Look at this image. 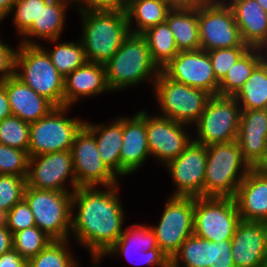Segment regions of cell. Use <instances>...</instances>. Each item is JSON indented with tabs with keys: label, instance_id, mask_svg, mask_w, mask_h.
I'll use <instances>...</instances> for the list:
<instances>
[{
	"label": "cell",
	"instance_id": "e0dca14e",
	"mask_svg": "<svg viewBox=\"0 0 267 267\" xmlns=\"http://www.w3.org/2000/svg\"><path fill=\"white\" fill-rule=\"evenodd\" d=\"M146 113L147 144L150 155L166 165L177 158L191 143L183 123L163 116L149 117Z\"/></svg>",
	"mask_w": 267,
	"mask_h": 267
},
{
	"label": "cell",
	"instance_id": "1f68e13d",
	"mask_svg": "<svg viewBox=\"0 0 267 267\" xmlns=\"http://www.w3.org/2000/svg\"><path fill=\"white\" fill-rule=\"evenodd\" d=\"M142 35L148 43L153 62L160 70L179 53L166 21L147 29Z\"/></svg>",
	"mask_w": 267,
	"mask_h": 267
},
{
	"label": "cell",
	"instance_id": "f546056e",
	"mask_svg": "<svg viewBox=\"0 0 267 267\" xmlns=\"http://www.w3.org/2000/svg\"><path fill=\"white\" fill-rule=\"evenodd\" d=\"M234 97L240 103L241 110L267 109V56L255 67Z\"/></svg>",
	"mask_w": 267,
	"mask_h": 267
},
{
	"label": "cell",
	"instance_id": "6da1fadb",
	"mask_svg": "<svg viewBox=\"0 0 267 267\" xmlns=\"http://www.w3.org/2000/svg\"><path fill=\"white\" fill-rule=\"evenodd\" d=\"M117 187V184L108 186L107 191L94 186L78 187L72 192V211L76 204L78 213L71 217V230L90 249L95 266L123 232L124 210L116 195Z\"/></svg>",
	"mask_w": 267,
	"mask_h": 267
},
{
	"label": "cell",
	"instance_id": "f6af8a7d",
	"mask_svg": "<svg viewBox=\"0 0 267 267\" xmlns=\"http://www.w3.org/2000/svg\"><path fill=\"white\" fill-rule=\"evenodd\" d=\"M79 2L81 5L84 3V7H79V10H120L124 11L127 6V0H74L73 2ZM87 5V6H86Z\"/></svg>",
	"mask_w": 267,
	"mask_h": 267
},
{
	"label": "cell",
	"instance_id": "603a6c76",
	"mask_svg": "<svg viewBox=\"0 0 267 267\" xmlns=\"http://www.w3.org/2000/svg\"><path fill=\"white\" fill-rule=\"evenodd\" d=\"M12 115L32 123L47 115L55 106L15 75L3 82Z\"/></svg>",
	"mask_w": 267,
	"mask_h": 267
},
{
	"label": "cell",
	"instance_id": "9c48e42d",
	"mask_svg": "<svg viewBox=\"0 0 267 267\" xmlns=\"http://www.w3.org/2000/svg\"><path fill=\"white\" fill-rule=\"evenodd\" d=\"M67 109L69 107H55L38 121L30 123L29 157L71 149L85 122L63 116Z\"/></svg>",
	"mask_w": 267,
	"mask_h": 267
},
{
	"label": "cell",
	"instance_id": "ffe728a7",
	"mask_svg": "<svg viewBox=\"0 0 267 267\" xmlns=\"http://www.w3.org/2000/svg\"><path fill=\"white\" fill-rule=\"evenodd\" d=\"M236 141L248 164L259 168L267 158V109L241 110Z\"/></svg>",
	"mask_w": 267,
	"mask_h": 267
},
{
	"label": "cell",
	"instance_id": "c3c4849f",
	"mask_svg": "<svg viewBox=\"0 0 267 267\" xmlns=\"http://www.w3.org/2000/svg\"><path fill=\"white\" fill-rule=\"evenodd\" d=\"M13 248V234L0 220V256Z\"/></svg>",
	"mask_w": 267,
	"mask_h": 267
},
{
	"label": "cell",
	"instance_id": "7a4b0ae2",
	"mask_svg": "<svg viewBox=\"0 0 267 267\" xmlns=\"http://www.w3.org/2000/svg\"><path fill=\"white\" fill-rule=\"evenodd\" d=\"M82 13L83 44L87 62L105 65L130 34L126 12L78 10Z\"/></svg>",
	"mask_w": 267,
	"mask_h": 267
},
{
	"label": "cell",
	"instance_id": "bcb514c9",
	"mask_svg": "<svg viewBox=\"0 0 267 267\" xmlns=\"http://www.w3.org/2000/svg\"><path fill=\"white\" fill-rule=\"evenodd\" d=\"M0 267H27V261L12 248L0 256Z\"/></svg>",
	"mask_w": 267,
	"mask_h": 267
},
{
	"label": "cell",
	"instance_id": "d6a6232c",
	"mask_svg": "<svg viewBox=\"0 0 267 267\" xmlns=\"http://www.w3.org/2000/svg\"><path fill=\"white\" fill-rule=\"evenodd\" d=\"M211 241L195 234L188 237L170 259V267H210Z\"/></svg>",
	"mask_w": 267,
	"mask_h": 267
},
{
	"label": "cell",
	"instance_id": "d4e9b609",
	"mask_svg": "<svg viewBox=\"0 0 267 267\" xmlns=\"http://www.w3.org/2000/svg\"><path fill=\"white\" fill-rule=\"evenodd\" d=\"M105 91H110L105 66L86 62L64 78V106H71L81 96H95Z\"/></svg>",
	"mask_w": 267,
	"mask_h": 267
},
{
	"label": "cell",
	"instance_id": "7402d4cb",
	"mask_svg": "<svg viewBox=\"0 0 267 267\" xmlns=\"http://www.w3.org/2000/svg\"><path fill=\"white\" fill-rule=\"evenodd\" d=\"M150 155L147 144L146 112L140 111L131 119L123 118V140L121 146V175L138 169Z\"/></svg>",
	"mask_w": 267,
	"mask_h": 267
},
{
	"label": "cell",
	"instance_id": "2e32d148",
	"mask_svg": "<svg viewBox=\"0 0 267 267\" xmlns=\"http://www.w3.org/2000/svg\"><path fill=\"white\" fill-rule=\"evenodd\" d=\"M207 146L194 140L168 167L176 190L172 196L204 197Z\"/></svg>",
	"mask_w": 267,
	"mask_h": 267
},
{
	"label": "cell",
	"instance_id": "277c9868",
	"mask_svg": "<svg viewBox=\"0 0 267 267\" xmlns=\"http://www.w3.org/2000/svg\"><path fill=\"white\" fill-rule=\"evenodd\" d=\"M104 66L107 86L111 91L138 85L142 80L150 79L149 76L153 77V82L161 71L151 58L145 37L134 33L124 39Z\"/></svg>",
	"mask_w": 267,
	"mask_h": 267
},
{
	"label": "cell",
	"instance_id": "db71d44e",
	"mask_svg": "<svg viewBox=\"0 0 267 267\" xmlns=\"http://www.w3.org/2000/svg\"><path fill=\"white\" fill-rule=\"evenodd\" d=\"M262 267H267V257H266V260L264 261L263 263V266Z\"/></svg>",
	"mask_w": 267,
	"mask_h": 267
},
{
	"label": "cell",
	"instance_id": "836d02e7",
	"mask_svg": "<svg viewBox=\"0 0 267 267\" xmlns=\"http://www.w3.org/2000/svg\"><path fill=\"white\" fill-rule=\"evenodd\" d=\"M46 51L63 78L87 62L81 40L79 43H60L52 51Z\"/></svg>",
	"mask_w": 267,
	"mask_h": 267
},
{
	"label": "cell",
	"instance_id": "4316f807",
	"mask_svg": "<svg viewBox=\"0 0 267 267\" xmlns=\"http://www.w3.org/2000/svg\"><path fill=\"white\" fill-rule=\"evenodd\" d=\"M70 1L72 3L74 0H40L38 18L22 36H35L52 42L59 40L65 23V10Z\"/></svg>",
	"mask_w": 267,
	"mask_h": 267
},
{
	"label": "cell",
	"instance_id": "ab89813d",
	"mask_svg": "<svg viewBox=\"0 0 267 267\" xmlns=\"http://www.w3.org/2000/svg\"><path fill=\"white\" fill-rule=\"evenodd\" d=\"M249 48V46H239L215 49L208 52L215 77L219 83L225 78L229 69Z\"/></svg>",
	"mask_w": 267,
	"mask_h": 267
},
{
	"label": "cell",
	"instance_id": "ba28073f",
	"mask_svg": "<svg viewBox=\"0 0 267 267\" xmlns=\"http://www.w3.org/2000/svg\"><path fill=\"white\" fill-rule=\"evenodd\" d=\"M240 221L233 197H194L196 236L216 243L231 240Z\"/></svg>",
	"mask_w": 267,
	"mask_h": 267
},
{
	"label": "cell",
	"instance_id": "681fc988",
	"mask_svg": "<svg viewBox=\"0 0 267 267\" xmlns=\"http://www.w3.org/2000/svg\"><path fill=\"white\" fill-rule=\"evenodd\" d=\"M9 100L3 83H0V121L11 116Z\"/></svg>",
	"mask_w": 267,
	"mask_h": 267
},
{
	"label": "cell",
	"instance_id": "f35d334b",
	"mask_svg": "<svg viewBox=\"0 0 267 267\" xmlns=\"http://www.w3.org/2000/svg\"><path fill=\"white\" fill-rule=\"evenodd\" d=\"M29 158L27 151L0 143V174L18 175L27 178Z\"/></svg>",
	"mask_w": 267,
	"mask_h": 267
},
{
	"label": "cell",
	"instance_id": "8992f818",
	"mask_svg": "<svg viewBox=\"0 0 267 267\" xmlns=\"http://www.w3.org/2000/svg\"><path fill=\"white\" fill-rule=\"evenodd\" d=\"M71 192L40 190L28 187L24 199L33 212L35 225L52 240H67L71 231Z\"/></svg>",
	"mask_w": 267,
	"mask_h": 267
},
{
	"label": "cell",
	"instance_id": "30bf717a",
	"mask_svg": "<svg viewBox=\"0 0 267 267\" xmlns=\"http://www.w3.org/2000/svg\"><path fill=\"white\" fill-rule=\"evenodd\" d=\"M241 108L234 96L212 95L197 121L198 138L205 146L236 141Z\"/></svg>",
	"mask_w": 267,
	"mask_h": 267
},
{
	"label": "cell",
	"instance_id": "ee69618b",
	"mask_svg": "<svg viewBox=\"0 0 267 267\" xmlns=\"http://www.w3.org/2000/svg\"><path fill=\"white\" fill-rule=\"evenodd\" d=\"M15 54L16 50H13L0 40V83L5 82L14 75Z\"/></svg>",
	"mask_w": 267,
	"mask_h": 267
},
{
	"label": "cell",
	"instance_id": "b9f144b4",
	"mask_svg": "<svg viewBox=\"0 0 267 267\" xmlns=\"http://www.w3.org/2000/svg\"><path fill=\"white\" fill-rule=\"evenodd\" d=\"M13 9L15 10L13 22L20 35H23L38 18L40 0H16Z\"/></svg>",
	"mask_w": 267,
	"mask_h": 267
},
{
	"label": "cell",
	"instance_id": "60d3db41",
	"mask_svg": "<svg viewBox=\"0 0 267 267\" xmlns=\"http://www.w3.org/2000/svg\"><path fill=\"white\" fill-rule=\"evenodd\" d=\"M6 227L14 234L17 231L31 228L35 225L33 212L23 198L1 219Z\"/></svg>",
	"mask_w": 267,
	"mask_h": 267
},
{
	"label": "cell",
	"instance_id": "52a82bcc",
	"mask_svg": "<svg viewBox=\"0 0 267 267\" xmlns=\"http://www.w3.org/2000/svg\"><path fill=\"white\" fill-rule=\"evenodd\" d=\"M163 115L183 124L197 123L212 96L205 90L190 87L168 78L162 71L153 81Z\"/></svg>",
	"mask_w": 267,
	"mask_h": 267
},
{
	"label": "cell",
	"instance_id": "4dcf8cb0",
	"mask_svg": "<svg viewBox=\"0 0 267 267\" xmlns=\"http://www.w3.org/2000/svg\"><path fill=\"white\" fill-rule=\"evenodd\" d=\"M264 53H267V50L262 53L261 48H249L229 69L225 78L219 83L218 95L235 96L250 77L255 67L267 56Z\"/></svg>",
	"mask_w": 267,
	"mask_h": 267
},
{
	"label": "cell",
	"instance_id": "44dd1931",
	"mask_svg": "<svg viewBox=\"0 0 267 267\" xmlns=\"http://www.w3.org/2000/svg\"><path fill=\"white\" fill-rule=\"evenodd\" d=\"M233 198L242 221L267 223V173L252 168Z\"/></svg>",
	"mask_w": 267,
	"mask_h": 267
},
{
	"label": "cell",
	"instance_id": "484cf974",
	"mask_svg": "<svg viewBox=\"0 0 267 267\" xmlns=\"http://www.w3.org/2000/svg\"><path fill=\"white\" fill-rule=\"evenodd\" d=\"M86 123L84 126L94 135L100 158L117 176L121 175V146L123 140V118L110 126Z\"/></svg>",
	"mask_w": 267,
	"mask_h": 267
},
{
	"label": "cell",
	"instance_id": "3957f363",
	"mask_svg": "<svg viewBox=\"0 0 267 267\" xmlns=\"http://www.w3.org/2000/svg\"><path fill=\"white\" fill-rule=\"evenodd\" d=\"M16 68H22V71L17 72ZM14 75L55 107L64 106V78L44 47L36 41L22 39L15 54Z\"/></svg>",
	"mask_w": 267,
	"mask_h": 267
},
{
	"label": "cell",
	"instance_id": "7bdbcfd3",
	"mask_svg": "<svg viewBox=\"0 0 267 267\" xmlns=\"http://www.w3.org/2000/svg\"><path fill=\"white\" fill-rule=\"evenodd\" d=\"M210 267H235L231 240L211 242Z\"/></svg>",
	"mask_w": 267,
	"mask_h": 267
},
{
	"label": "cell",
	"instance_id": "e575fe53",
	"mask_svg": "<svg viewBox=\"0 0 267 267\" xmlns=\"http://www.w3.org/2000/svg\"><path fill=\"white\" fill-rule=\"evenodd\" d=\"M67 240H52L41 252L27 261V267H78L69 252ZM66 247V248H65Z\"/></svg>",
	"mask_w": 267,
	"mask_h": 267
},
{
	"label": "cell",
	"instance_id": "f1b7e54d",
	"mask_svg": "<svg viewBox=\"0 0 267 267\" xmlns=\"http://www.w3.org/2000/svg\"><path fill=\"white\" fill-rule=\"evenodd\" d=\"M170 10L165 0H127L125 12L130 33L142 34L147 29L165 22ZM134 18L138 29L133 31L130 27Z\"/></svg>",
	"mask_w": 267,
	"mask_h": 267
},
{
	"label": "cell",
	"instance_id": "5bb4252c",
	"mask_svg": "<svg viewBox=\"0 0 267 267\" xmlns=\"http://www.w3.org/2000/svg\"><path fill=\"white\" fill-rule=\"evenodd\" d=\"M161 71L176 82L218 95L219 82L209 54L203 49L179 51Z\"/></svg>",
	"mask_w": 267,
	"mask_h": 267
},
{
	"label": "cell",
	"instance_id": "5b68a950",
	"mask_svg": "<svg viewBox=\"0 0 267 267\" xmlns=\"http://www.w3.org/2000/svg\"><path fill=\"white\" fill-rule=\"evenodd\" d=\"M251 169L237 141L207 146L204 197H234Z\"/></svg>",
	"mask_w": 267,
	"mask_h": 267
},
{
	"label": "cell",
	"instance_id": "8fae6325",
	"mask_svg": "<svg viewBox=\"0 0 267 267\" xmlns=\"http://www.w3.org/2000/svg\"><path fill=\"white\" fill-rule=\"evenodd\" d=\"M199 40L201 49L248 46L242 40L232 9L225 0H213L198 9Z\"/></svg>",
	"mask_w": 267,
	"mask_h": 267
},
{
	"label": "cell",
	"instance_id": "816d5d0a",
	"mask_svg": "<svg viewBox=\"0 0 267 267\" xmlns=\"http://www.w3.org/2000/svg\"><path fill=\"white\" fill-rule=\"evenodd\" d=\"M260 6L262 7V9L267 12V0H256Z\"/></svg>",
	"mask_w": 267,
	"mask_h": 267
},
{
	"label": "cell",
	"instance_id": "7dc6e473",
	"mask_svg": "<svg viewBox=\"0 0 267 267\" xmlns=\"http://www.w3.org/2000/svg\"><path fill=\"white\" fill-rule=\"evenodd\" d=\"M213 0H165L171 9H199Z\"/></svg>",
	"mask_w": 267,
	"mask_h": 267
},
{
	"label": "cell",
	"instance_id": "83f0119b",
	"mask_svg": "<svg viewBox=\"0 0 267 267\" xmlns=\"http://www.w3.org/2000/svg\"><path fill=\"white\" fill-rule=\"evenodd\" d=\"M166 22L174 35L178 51L201 49L198 9H171Z\"/></svg>",
	"mask_w": 267,
	"mask_h": 267
},
{
	"label": "cell",
	"instance_id": "4fadbf2b",
	"mask_svg": "<svg viewBox=\"0 0 267 267\" xmlns=\"http://www.w3.org/2000/svg\"><path fill=\"white\" fill-rule=\"evenodd\" d=\"M76 177V188L105 187L118 184L117 176L105 165L99 156L94 135L83 126L76 134L70 149Z\"/></svg>",
	"mask_w": 267,
	"mask_h": 267
},
{
	"label": "cell",
	"instance_id": "f5cc1de1",
	"mask_svg": "<svg viewBox=\"0 0 267 267\" xmlns=\"http://www.w3.org/2000/svg\"><path fill=\"white\" fill-rule=\"evenodd\" d=\"M263 172L267 173V158L266 160L262 163V165L259 167Z\"/></svg>",
	"mask_w": 267,
	"mask_h": 267
},
{
	"label": "cell",
	"instance_id": "ac0fdd59",
	"mask_svg": "<svg viewBox=\"0 0 267 267\" xmlns=\"http://www.w3.org/2000/svg\"><path fill=\"white\" fill-rule=\"evenodd\" d=\"M135 252L141 258L140 264L170 267V259L158 247L154 230L140 224L125 229L116 243L104 255L111 253L118 255L119 253L125 255L127 259H131ZM136 254L134 256H137ZM129 261L131 262V260Z\"/></svg>",
	"mask_w": 267,
	"mask_h": 267
},
{
	"label": "cell",
	"instance_id": "d6986e66",
	"mask_svg": "<svg viewBox=\"0 0 267 267\" xmlns=\"http://www.w3.org/2000/svg\"><path fill=\"white\" fill-rule=\"evenodd\" d=\"M235 267H262L267 257V223L240 221L231 239Z\"/></svg>",
	"mask_w": 267,
	"mask_h": 267
},
{
	"label": "cell",
	"instance_id": "9a60e30c",
	"mask_svg": "<svg viewBox=\"0 0 267 267\" xmlns=\"http://www.w3.org/2000/svg\"><path fill=\"white\" fill-rule=\"evenodd\" d=\"M69 175L75 190L76 177L70 150L39 154L29 158L26 183L28 187L35 189L70 192L64 184Z\"/></svg>",
	"mask_w": 267,
	"mask_h": 267
},
{
	"label": "cell",
	"instance_id": "f907efd6",
	"mask_svg": "<svg viewBox=\"0 0 267 267\" xmlns=\"http://www.w3.org/2000/svg\"><path fill=\"white\" fill-rule=\"evenodd\" d=\"M16 0H0V21L12 11Z\"/></svg>",
	"mask_w": 267,
	"mask_h": 267
},
{
	"label": "cell",
	"instance_id": "8d00e7d4",
	"mask_svg": "<svg viewBox=\"0 0 267 267\" xmlns=\"http://www.w3.org/2000/svg\"><path fill=\"white\" fill-rule=\"evenodd\" d=\"M30 123L11 115L0 121V143L25 150L29 147Z\"/></svg>",
	"mask_w": 267,
	"mask_h": 267
},
{
	"label": "cell",
	"instance_id": "74e56055",
	"mask_svg": "<svg viewBox=\"0 0 267 267\" xmlns=\"http://www.w3.org/2000/svg\"><path fill=\"white\" fill-rule=\"evenodd\" d=\"M26 178L0 174V220L24 198Z\"/></svg>",
	"mask_w": 267,
	"mask_h": 267
},
{
	"label": "cell",
	"instance_id": "d590c367",
	"mask_svg": "<svg viewBox=\"0 0 267 267\" xmlns=\"http://www.w3.org/2000/svg\"><path fill=\"white\" fill-rule=\"evenodd\" d=\"M52 239L37 226L13 234V249L26 261L41 252Z\"/></svg>",
	"mask_w": 267,
	"mask_h": 267
},
{
	"label": "cell",
	"instance_id": "7c38bea8",
	"mask_svg": "<svg viewBox=\"0 0 267 267\" xmlns=\"http://www.w3.org/2000/svg\"><path fill=\"white\" fill-rule=\"evenodd\" d=\"M194 197L172 196L166 203L158 226L151 227L158 247L169 259L193 234Z\"/></svg>",
	"mask_w": 267,
	"mask_h": 267
},
{
	"label": "cell",
	"instance_id": "cb8c5ba5",
	"mask_svg": "<svg viewBox=\"0 0 267 267\" xmlns=\"http://www.w3.org/2000/svg\"><path fill=\"white\" fill-rule=\"evenodd\" d=\"M226 4L232 9L243 42L263 52L267 46V12L256 0H230Z\"/></svg>",
	"mask_w": 267,
	"mask_h": 267
}]
</instances>
